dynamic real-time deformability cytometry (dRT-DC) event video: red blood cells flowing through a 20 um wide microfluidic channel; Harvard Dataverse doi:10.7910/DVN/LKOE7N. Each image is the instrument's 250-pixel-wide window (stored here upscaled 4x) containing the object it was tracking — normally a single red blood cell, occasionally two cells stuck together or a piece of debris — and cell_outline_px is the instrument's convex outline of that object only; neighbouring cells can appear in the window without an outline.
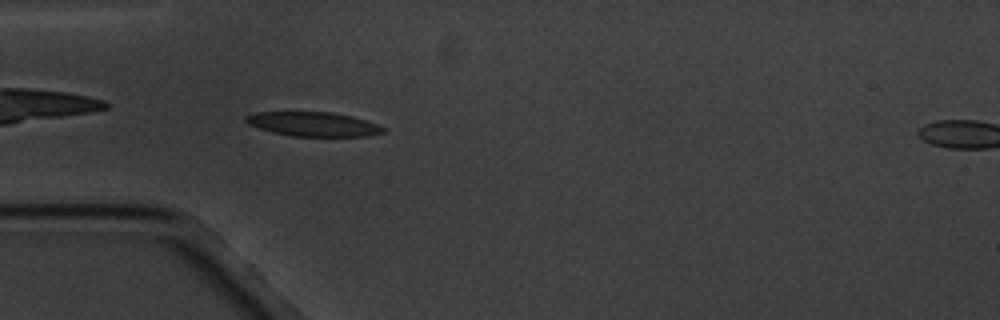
{"species": "common noctule bat (a hibernating species)", "species_latin": "Nyctalus noctula", "temperature_condition": "cold", "stored_images_in_passage": 3, "camera_frame_rate_fps": 3000, "um_per_image_px": 0.085, "animal": {"sex": "male", "body_mass_g": 20.1, "forearm_length_mm": 53.5}, "frame": {"image": 1, "passage_image": 2, "time_ms": 1.333, "image_size_px": [1000, 320], "cell_outline_px": [[384, 132], [368, 136], [292, 136], [272, 132], [248, 124], [244, 120], [244, 116], [256, 112], [332, 112], [352, 116], [376, 124], [384, 128]], "centroid_in_image_um": [26.59, 10.55], "position_along_channel_um": 58.4, "area_um2": 19.31}}